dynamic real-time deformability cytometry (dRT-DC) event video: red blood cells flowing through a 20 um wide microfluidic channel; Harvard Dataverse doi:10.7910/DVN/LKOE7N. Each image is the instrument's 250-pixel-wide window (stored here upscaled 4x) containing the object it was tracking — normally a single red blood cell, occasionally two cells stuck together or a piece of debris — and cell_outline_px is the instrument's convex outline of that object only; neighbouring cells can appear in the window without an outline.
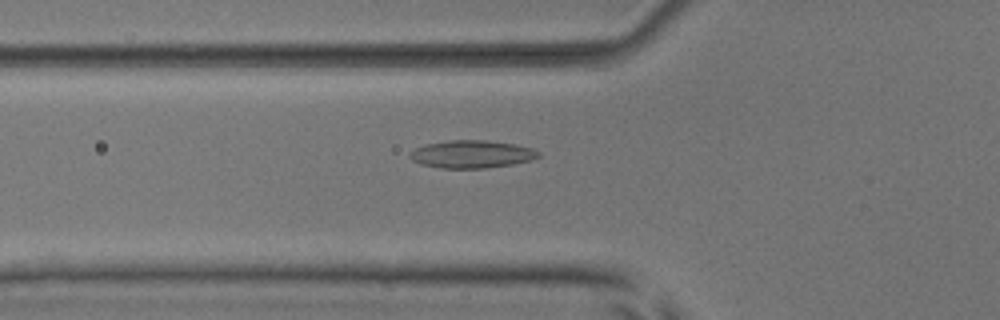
{"species": "common noctule bat (a hibernating species)", "species_latin": "Nyctalus noctula", "temperature_condition": "room temperature", "stored_images_in_passage": 46, "camera_frame_rate_fps": 3000, "um_per_image_px": 0.085, "animal": {"sex": "male", "body_mass_g": 17.9, "forearm_length_mm": 54.2}, "frame": {"image": 1, "passage_image": 12, "time_ms": 3.667, "image_size_px": [1000, 320], "cell_outline_px": [[540, 156], [532, 160], [512, 164], [484, 168], [440, 168], [420, 164], [412, 160], [408, 156], [408, 152], [416, 148], [428, 144], [448, 140], [484, 140], [516, 144], [532, 148], [540, 152]], "centroid_in_image_um": [40.09, 13.1], "position_along_channel_um": 85.7, "area_um2": 20.81}}
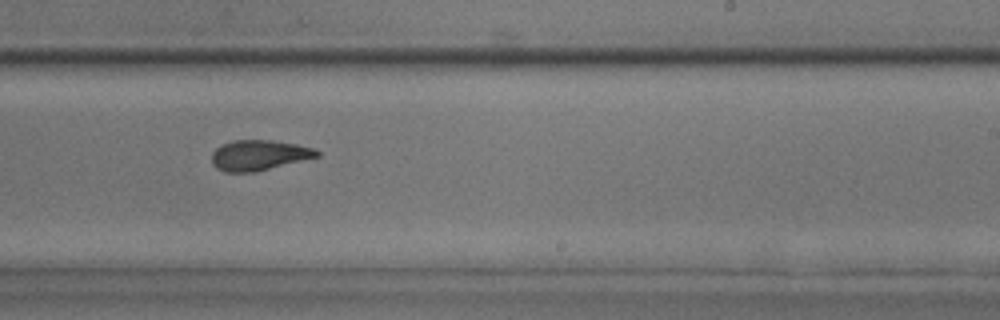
{"frame": {"image": 2, "passage_image": 26, "time_ms": 8.333, "image_size_px": [1000, 320], "cell_outline_px": [[320, 156], [256, 172], [224, 172], [216, 168], [212, 164], [212, 152], [216, 148], [224, 144], [236, 140], [272, 140], [296, 144], [316, 148], [320, 152]], "centroid_in_image_um": [22.03, 13.2], "position_along_channel_um": 267.0, "area_um2": 18.67}}
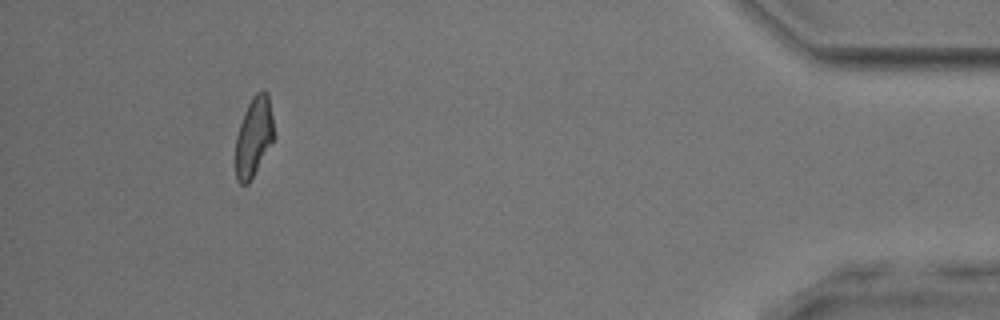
{"frame": {"image": 3, "passage_image": 42, "time_ms": 13.667, "image_size_px": [1000, 320], "cell_outline_px": [[276, 136], [248, 184], [240, 184], [236, 180], [236, 136], [244, 112], [252, 96], [256, 92], [264, 88], [268, 92]], "centroid_in_image_um": [21.6, 11.57], "position_along_channel_um": 413.6, "area_um2": 17.98}, "authors_computed_cell_mechanics": {"area_um2": 19.0451, "velocity_mm_per_s": 3.8887, "shape_relaxation_time_tau1_ms": 5.1003, "shape_relaxation_time_tau2_ms": 2.5755, "deformation_change_tau1": 0.1438, "deformation_change_tau2": 0.0899}}